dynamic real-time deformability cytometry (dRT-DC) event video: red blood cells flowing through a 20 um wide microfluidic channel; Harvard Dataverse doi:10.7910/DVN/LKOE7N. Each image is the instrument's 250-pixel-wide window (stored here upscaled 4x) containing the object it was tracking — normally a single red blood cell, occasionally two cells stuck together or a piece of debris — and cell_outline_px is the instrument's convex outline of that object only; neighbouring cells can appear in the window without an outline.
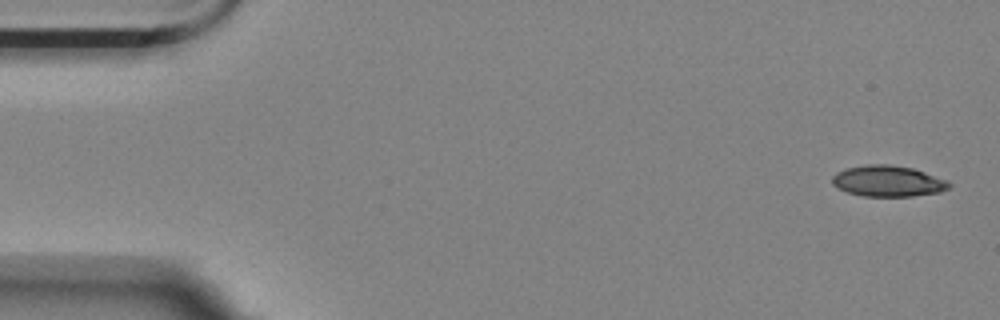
{"species": "Egyptian fruit bat (a non-hibernating species)", "species_latin": "Rousettus aegyptiacus", "temperature_condition": "room temperature", "stored_images_in_passage": 3, "camera_frame_rate_fps": 3000, "um_per_image_px": 0.085, "animal": {"sex": "female"}, "frame": {"image": 1, "passage_image": 1, "time_ms": 0.0, "image_size_px": [1000, 320], "cell_outline_px": [[952, 184], [948, 188], [940, 192], [912, 196], [864, 196], [848, 192], [832, 184], [832, 176], [836, 172], [844, 168], [868, 164], [888, 164], [912, 168], [948, 180]], "centroid_in_image_um": [75.47, 15.38], "position_along_channel_um": 9.5, "area_um2": 21.1}}